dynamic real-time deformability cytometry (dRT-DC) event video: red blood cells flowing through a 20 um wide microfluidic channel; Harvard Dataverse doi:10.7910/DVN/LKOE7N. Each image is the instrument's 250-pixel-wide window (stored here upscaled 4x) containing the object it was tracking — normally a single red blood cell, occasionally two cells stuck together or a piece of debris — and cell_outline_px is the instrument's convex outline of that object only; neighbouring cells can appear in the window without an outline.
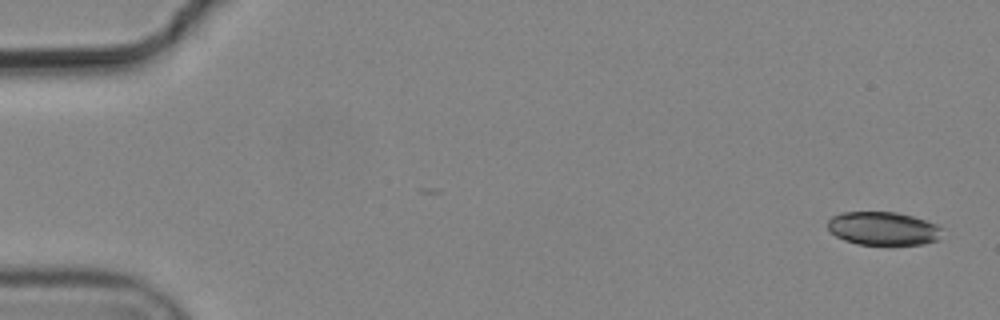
{"species": "common noctule bat (a hibernating species)", "species_latin": "Nyctalus noctula", "temperature_condition": "cold", "stored_images_in_passage": 4, "camera_frame_rate_fps": 3000, "um_per_image_px": 0.085, "animal": {"sex": "male", "body_mass_g": 19.2, "forearm_length_mm": 51.8}, "frame": {"image": 1, "passage_image": 1, "time_ms": 0.0, "image_size_px": [1000, 320], "cell_outline_px": [[940, 240], [924, 244], [856, 244], [844, 240], [836, 236], [828, 228], [828, 220], [832, 216], [840, 212], [896, 212], [912, 216], [936, 224], [940, 228]], "centroid_in_image_um": [75.05, 19.42], "position_along_channel_um": 10.0, "area_um2": 22.14}}
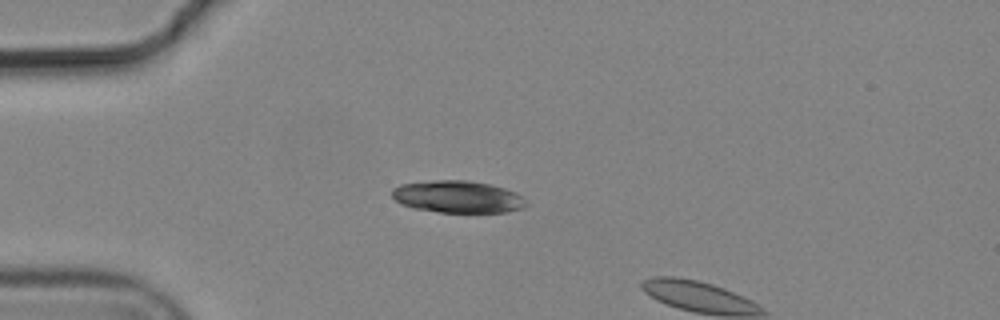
{"frame": {"image": 2, "passage_image": 4, "time_ms": 1.0, "image_size_px": [1000, 320], "cell_outline_px": [[528, 204], [524, 208], [504, 212], [440, 212], [416, 208], [400, 204], [392, 196], [392, 188], [400, 184], [432, 180], [468, 180], [488, 184], [504, 188], [516, 192], [524, 196]], "centroid_in_image_um": [38.93, 16.72], "position_along_channel_um": 46.1, "area_um2": 25.2}}